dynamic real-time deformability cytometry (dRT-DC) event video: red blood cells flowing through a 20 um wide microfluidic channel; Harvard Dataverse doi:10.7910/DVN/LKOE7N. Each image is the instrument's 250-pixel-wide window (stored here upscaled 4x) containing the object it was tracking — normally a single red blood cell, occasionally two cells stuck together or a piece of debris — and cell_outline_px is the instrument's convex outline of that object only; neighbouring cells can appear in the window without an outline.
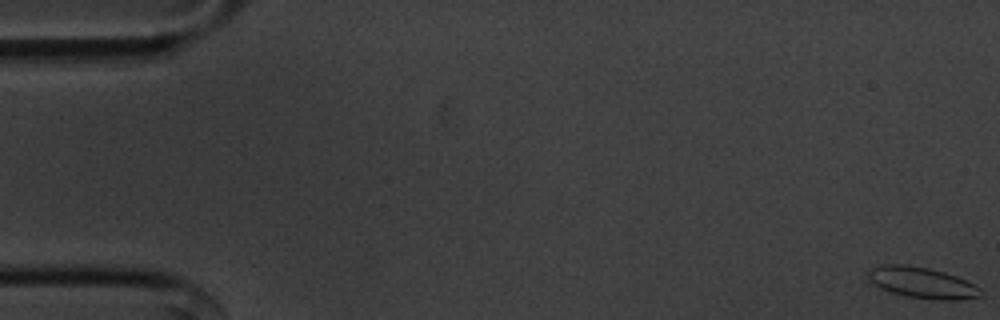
{"species": "common noctule bat (a hibernating species)", "species_latin": "Nyctalus noctula", "temperature_condition": "cold", "stored_images_in_passage": 56, "camera_frame_rate_fps": 3000, "um_per_image_px": 0.085, "animal": {"sex": "male", "body_mass_g": 20.1, "forearm_length_mm": 53.5}, "frame": {"image": 1, "passage_image": 1, "time_ms": 0.0, "image_size_px": [1000, 320], "cell_outline_px": [[984, 292], [980, 296], [956, 300], [940, 300], [908, 296], [892, 292], [880, 288], [868, 276], [868, 272], [872, 268], [880, 264], [904, 264], [928, 268], [944, 272], [956, 276], [980, 288]], "centroid_in_image_um": [78.39, 24.02], "position_along_channel_um": 6.6, "area_um2": 20.0}}
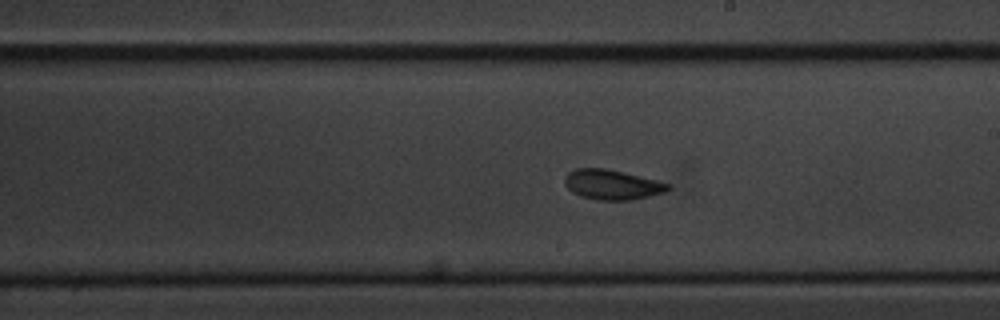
{"frame": {"image": 2, "passage_image": 32, "time_ms": 10.333, "image_size_px": [1000, 320], "cell_outline_px": [[672, 188], [664, 192], [632, 200], [596, 200], [580, 196], [572, 192], [564, 184], [564, 176], [568, 172], [576, 168], [604, 168], [656, 180], [668, 184]], "centroid_in_image_um": [51.97, 15.7], "position_along_channel_um": 237.0, "area_um2": 17.92}}
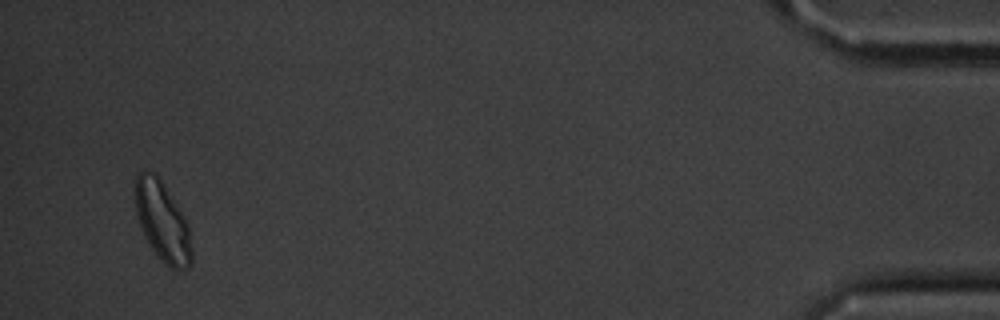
{"frame": {"image": 3, "passage_image": 54, "time_ms": 17.667, "image_size_px": [1000, 320], "cell_outline_px": [[192, 264], [188, 268], [180, 272], [176, 272], [168, 268], [156, 256], [148, 244], [140, 228], [136, 212], [136, 176], [140, 172], [152, 172], [160, 180], [184, 216], [188, 224], [192, 248]], "centroid_in_image_um": [13.84, 18.97], "position_along_channel_um": 421.4, "area_um2": 26.3}, "authors_computed_cell_mechanics": {"area_um2": 18.8428, "velocity_mm_per_s": 3.5903, "shape_relaxation_time_tau1_ms": 3.9201, "shape_relaxation_time_tau2_ms": 1.0767, "deformation_change_tau1": 0.0731, "deformation_change_tau2": 0.0591}}